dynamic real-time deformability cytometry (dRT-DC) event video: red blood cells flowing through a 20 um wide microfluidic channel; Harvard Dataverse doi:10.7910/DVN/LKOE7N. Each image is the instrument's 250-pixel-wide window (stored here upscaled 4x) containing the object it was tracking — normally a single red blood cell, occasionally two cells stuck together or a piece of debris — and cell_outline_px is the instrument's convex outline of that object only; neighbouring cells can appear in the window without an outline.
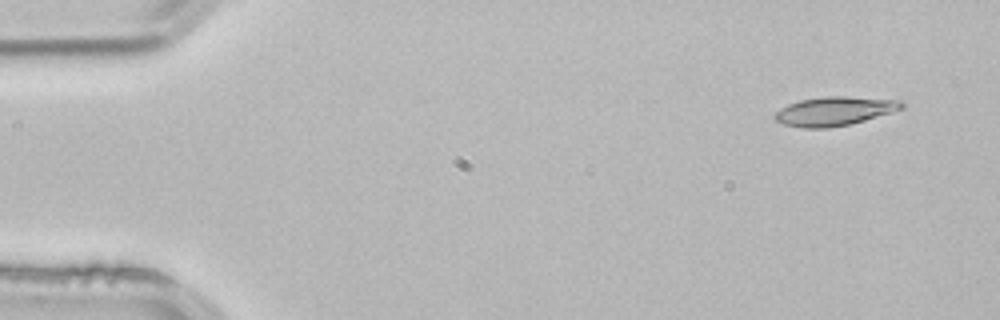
{"species": "common noctule bat (a hibernating species)", "species_latin": "Nyctalus noctula", "temperature_condition": "room temperature", "stored_images_in_passage": 4, "segment_of_instrument_passage": [1, 2], "camera_frame_rate_fps": 3000, "um_per_image_px": 0.085, "animal": {"sex": "male", "body_mass_g": 21.5, "forearm_length_mm": 52.0}, "frame": {"image": 1, "passage_image": 1, "time_ms": 0.0, "image_size_px": [1000, 320], "cell_outline_px": [[904, 108], [892, 112], [864, 120], [848, 124], [828, 128], [804, 128], [784, 124], [776, 120], [772, 116], [780, 108], [788, 104], [800, 100], [824, 96], [844, 96], [904, 100]], "centroid_in_image_um": [70.94, 9.43], "position_along_channel_um": 14.1, "area_um2": 21.39}}